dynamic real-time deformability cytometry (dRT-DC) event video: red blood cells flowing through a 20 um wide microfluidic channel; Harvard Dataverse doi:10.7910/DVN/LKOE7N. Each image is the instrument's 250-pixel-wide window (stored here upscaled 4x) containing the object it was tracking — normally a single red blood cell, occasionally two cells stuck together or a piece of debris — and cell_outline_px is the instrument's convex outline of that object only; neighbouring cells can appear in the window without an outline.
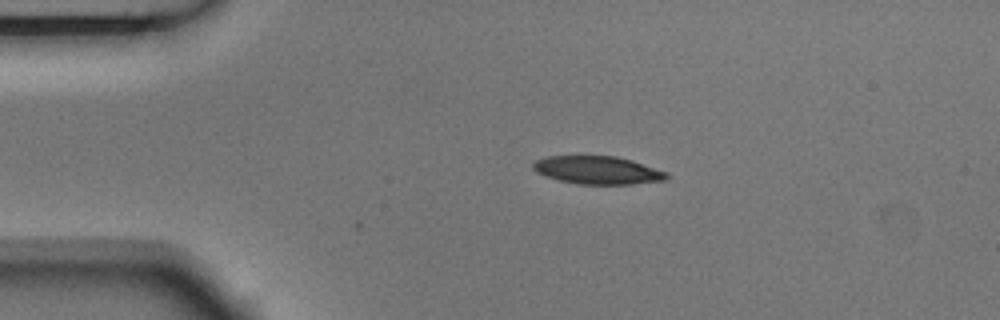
{"species": "Egyptian fruit bat (a non-hibernating species)", "species_latin": "Rousettus aegyptiacus", "temperature_condition": "room temperature", "stored_images_in_passage": 4, "camera_frame_rate_fps": 3000, "um_per_image_px": 0.085, "animal": {"sex": "male"}, "frame": {"image": 1, "passage_image": 3, "time_ms": 0.667, "image_size_px": [1000, 320], "cell_outline_px": [[668, 180], [632, 184], [576, 184], [544, 176], [536, 172], [532, 168], [532, 164], [536, 160], [548, 156], [616, 156], [632, 160], [668, 172]], "centroid_in_image_um": [50.81, 14.46], "position_along_channel_um": 34.2, "area_um2": 21.91}}